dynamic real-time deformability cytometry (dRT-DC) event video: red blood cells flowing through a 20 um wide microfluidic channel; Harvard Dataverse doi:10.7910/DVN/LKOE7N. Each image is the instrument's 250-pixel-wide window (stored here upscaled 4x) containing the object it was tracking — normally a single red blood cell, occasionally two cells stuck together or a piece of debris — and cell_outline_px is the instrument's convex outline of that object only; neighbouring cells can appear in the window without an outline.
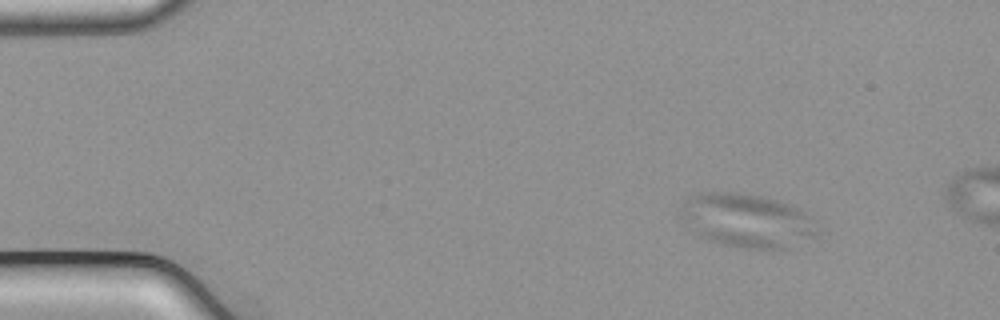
{"species": "common noctule bat (a hibernating species)", "species_latin": "Nyctalus noctula", "temperature_condition": "cold", "stored_images_in_passage": 10, "camera_frame_rate_fps": 3000, "um_per_image_px": 0.085, "animal": {"sex": "male", "body_mass_g": 21.5, "forearm_length_mm": 52.0}, "frame": {"image": 1, "passage_image": 1, "time_ms": 0.0, "image_size_px": [1000, 320], "cell_outline_px": [[828, 232], [820, 236], [788, 248], [772, 252], [736, 248], [708, 240], [700, 236], [676, 212], [692, 196], [700, 192], [736, 192], [760, 196], [776, 200], [788, 204], [804, 212], [824, 228]], "centroid_in_image_um": [63.63, 18.81], "position_along_channel_um": 21.4, "area_um2": 44.1}}